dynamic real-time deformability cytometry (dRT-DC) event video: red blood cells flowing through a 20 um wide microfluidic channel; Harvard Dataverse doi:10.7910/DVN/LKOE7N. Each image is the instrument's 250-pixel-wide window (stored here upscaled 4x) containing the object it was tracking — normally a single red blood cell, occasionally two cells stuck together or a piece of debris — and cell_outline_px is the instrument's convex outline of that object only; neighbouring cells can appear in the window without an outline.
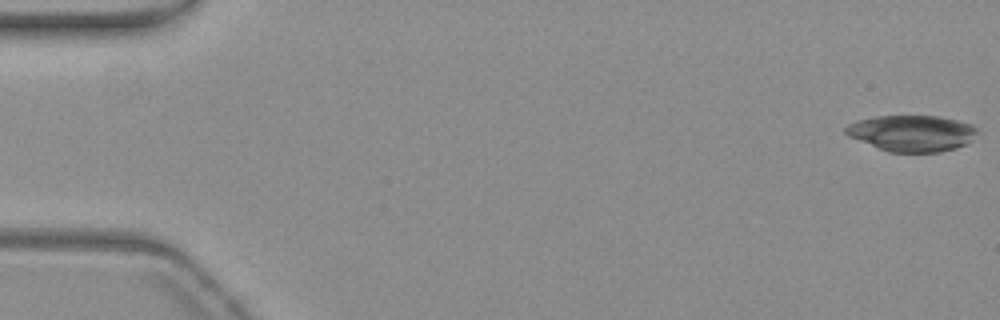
{"species": "common noctule bat (a hibernating species)", "species_latin": "Nyctalus noctula", "temperature_condition": "warm", "stored_images_in_passage": 55, "camera_frame_rate_fps": 3000, "um_per_image_px": 0.085, "animal": {"sex": "female", "body_mass_g": 19.3, "forearm_length_mm": 54.1}, "frame": {"image": 1, "passage_image": 1, "time_ms": 0.0, "image_size_px": [1000, 320], "cell_outline_px": [[980, 132], [968, 144], [956, 148], [940, 152], [888, 152], [848, 136], [844, 132], [844, 128], [848, 124], [856, 120], [876, 116], [940, 116], [972, 124]], "centroid_in_image_um": [77.53, 11.32], "position_along_channel_um": 7.5, "area_um2": 28.03}}
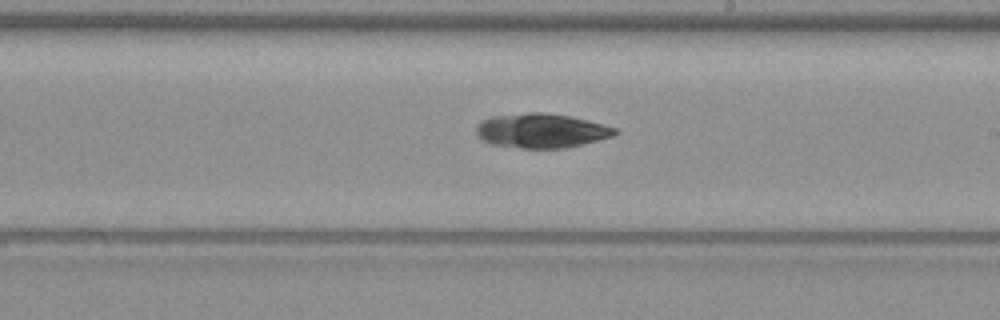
{"frame": {"image": 2, "passage_image": 32, "time_ms": 10.333, "image_size_px": [1000, 320], "cell_outline_px": [[620, 132], [616, 136], [564, 148], [524, 148], [492, 144], [476, 136], [476, 128], [480, 120], [492, 116], [532, 112], [544, 112], [572, 116], [604, 124], [616, 128]], "centroid_in_image_um": [46.04, 11.1], "position_along_channel_um": 243.0, "area_um2": 27.98}}
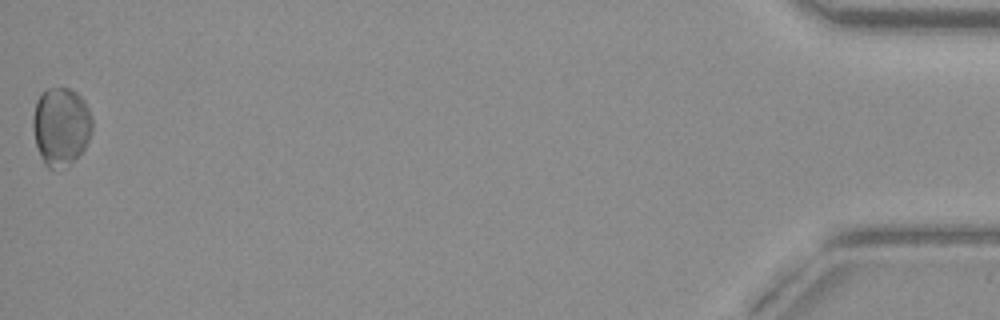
{"frame": {"image": 3, "passage_image": 55, "time_ms": 18.0, "image_size_px": [1000, 320], "cell_outline_px": [[92, 132], [84, 148], [72, 160], [52, 168], [48, 168], [44, 164], [40, 156], [36, 144], [32, 128], [32, 120], [36, 100], [48, 88], [68, 88], [76, 92], [84, 100], [92, 116]], "centroid_in_image_um": [5.17, 10.69], "position_along_channel_um": 430.0, "area_um2": 26.65}}